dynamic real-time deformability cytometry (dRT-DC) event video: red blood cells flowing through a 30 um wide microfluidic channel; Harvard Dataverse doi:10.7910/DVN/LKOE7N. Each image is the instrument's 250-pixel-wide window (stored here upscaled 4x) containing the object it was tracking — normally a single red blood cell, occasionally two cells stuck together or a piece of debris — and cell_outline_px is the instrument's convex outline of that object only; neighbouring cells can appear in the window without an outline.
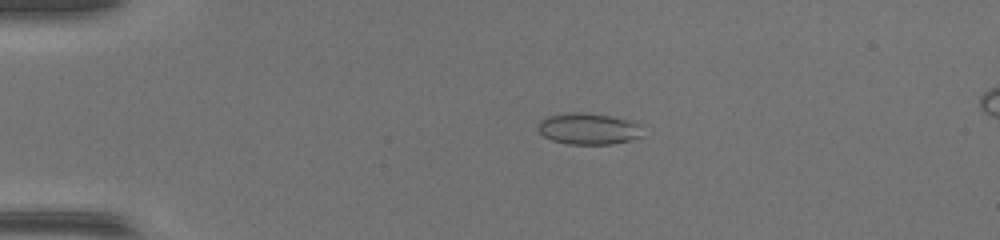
{"species": "common noctule bat (a hibernating species)", "species_latin": "Nyctalus noctula", "temperature_condition": "warm", "stored_images_in_passage": 50, "camera_frame_rate_fps": 3000, "um_per_image_px": 0.085, "animal": {"sex": "female", "body_mass_g": 17.0, "forearm_length_mm": 48.0}, "frame": {"image": 1, "passage_image": 12, "time_ms": 3.667, "image_size_px": [1000, 240], "cell_outline_px": [[644, 136], [632, 140], [612, 144], [568, 144], [552, 140], [544, 136], [536, 128], [536, 124], [540, 120], [548, 116], [572, 112], [580, 112], [636, 120], [640, 124]], "centroid_in_image_um": [50.06, 10.95], "position_along_channel_um": 34.9, "area_um2": 19.48}}
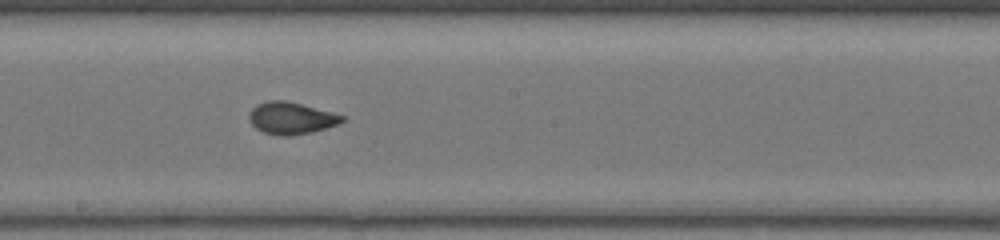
{"frame": {"image": 2, "passage_image": 29, "time_ms": 9.333, "image_size_px": [1000, 240], "cell_outline_px": [[344, 120], [336, 124], [312, 132], [288, 136], [284, 136], [264, 132], [256, 128], [248, 120], [248, 116], [252, 108], [256, 104], [268, 100], [284, 100], [332, 112], [344, 116]], "centroid_in_image_um": [24.7, 10.03], "position_along_channel_um": 223.5, "area_um2": 17.11}}
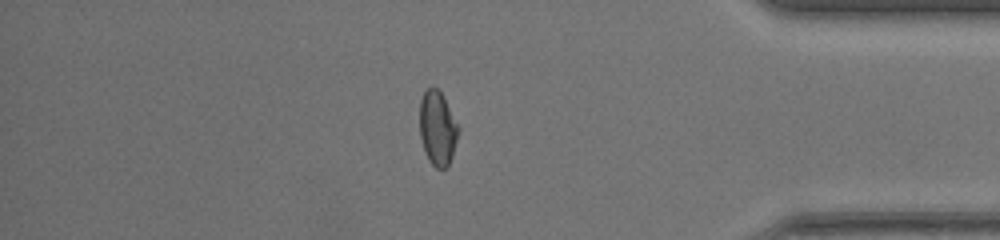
{"frame": {"image": 3, "passage_image": 43, "time_ms": 14.0, "image_size_px": [1000, 240], "cell_outline_px": [[460, 128], [452, 156], [448, 164], [444, 168], [436, 168], [428, 160], [424, 152], [420, 136], [420, 100], [424, 92], [432, 84], [444, 96]], "centroid_in_image_um": [37.19, 10.87], "position_along_channel_um": 398.0, "area_um2": 16.88}, "authors_computed_cell_mechanics": {"area_um2": 17.6579, "velocity_mm_per_s": 4.3266, "shape_relaxation_time_tau1_ms": null, "shape_relaxation_time_tau2_ms": 0.5596, "deformation_change_tau1": null, "deformation_change_tau2": 0.0455}}